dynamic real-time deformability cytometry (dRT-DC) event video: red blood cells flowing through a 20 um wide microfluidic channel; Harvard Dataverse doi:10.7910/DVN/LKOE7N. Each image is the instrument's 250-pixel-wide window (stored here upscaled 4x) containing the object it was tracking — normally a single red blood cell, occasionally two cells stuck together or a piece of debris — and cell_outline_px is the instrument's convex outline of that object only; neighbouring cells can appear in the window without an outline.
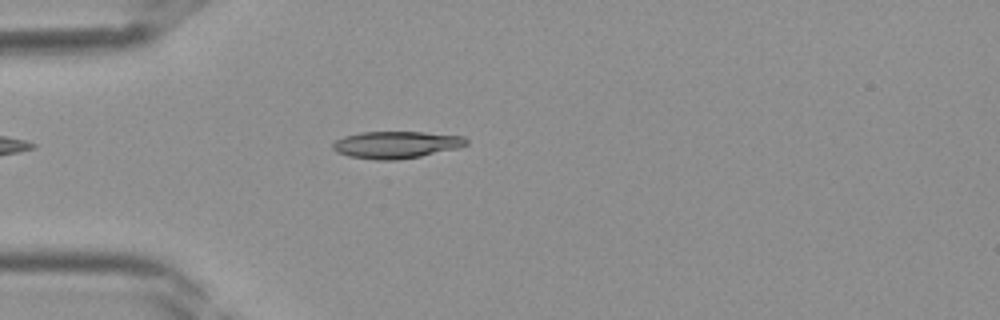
{"species": "Egyptian fruit bat (a non-hibernating species)", "species_latin": "Rousettus aegyptiacus", "temperature_condition": "room temperature", "stored_images_in_passage": 34, "camera_frame_rate_fps": 3000, "um_per_image_px": 0.085, "frame": {"image": 1, "passage_image": 6, "time_ms": 1.667, "image_size_px": [1000, 320], "cell_outline_px": [[468, 144], [460, 148], [420, 156], [396, 160], [376, 160], [348, 156], [336, 152], [332, 148], [332, 144], [336, 140], [344, 136], [360, 132], [424, 132], [464, 136], [468, 140]], "centroid_in_image_um": [33.69, 12.3], "position_along_channel_um": 51.3, "area_um2": 21.21}}
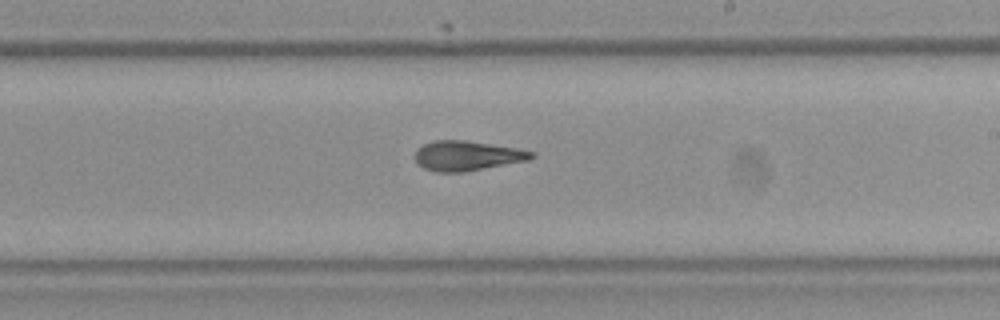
{"frame": {"image": 2, "passage_image": 18, "time_ms": 5.667, "image_size_px": [1000, 320], "cell_outline_px": [[536, 156], [532, 160], [464, 172], [436, 172], [424, 168], [416, 164], [416, 148], [432, 140], [464, 140], [520, 148], [536, 152]], "centroid_in_image_um": [39.76, 13.24], "position_along_channel_um": 249.2, "area_um2": 20.63}}
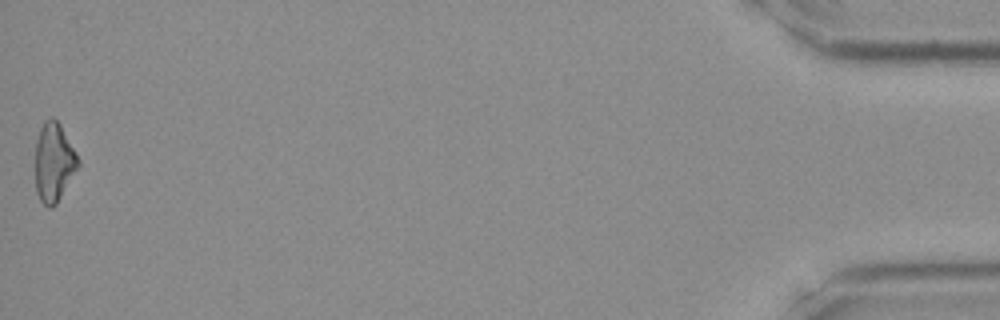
{"frame": {"image": 3, "passage_image": 34, "time_ms": 11.0, "image_size_px": [1000, 320], "cell_outline_px": [[80, 164], [56, 204], [52, 208], [48, 208], [40, 200], [36, 192], [36, 140], [40, 128], [44, 120], [52, 116], [60, 124], [76, 152], [80, 160]], "centroid_in_image_um": [4.58, 13.78], "position_along_channel_um": 430.6, "area_um2": 19.65}}